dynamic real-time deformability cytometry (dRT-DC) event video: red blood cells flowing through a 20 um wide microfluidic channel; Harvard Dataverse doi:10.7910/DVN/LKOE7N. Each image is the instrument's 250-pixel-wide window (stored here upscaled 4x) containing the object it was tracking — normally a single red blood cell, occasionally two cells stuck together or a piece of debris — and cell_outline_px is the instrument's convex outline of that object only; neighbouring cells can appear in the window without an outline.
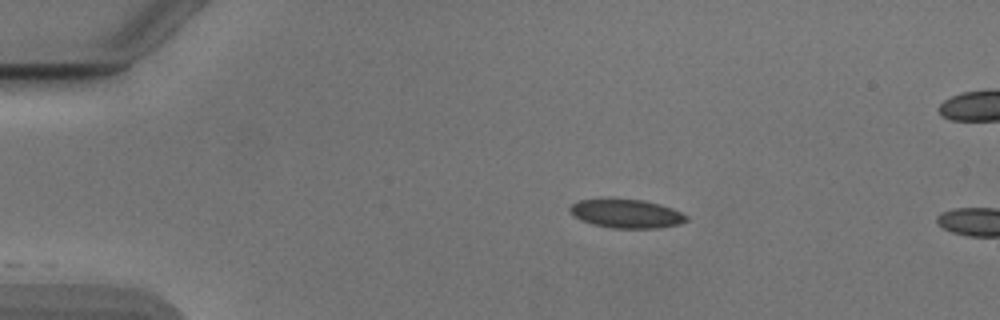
{"species": "Egyptian fruit bat (a non-hibernating species)", "species_latin": "Rousettus aegyptiacus", "temperature_condition": "cold", "stored_images_in_passage": 9, "camera_frame_rate_fps": 3000, "um_per_image_px": 0.085, "animal": {"sex": "male"}, "frame": {"image": 1, "passage_image": 1, "time_ms": 0.0, "image_size_px": [1000, 320], "cell_outline_px": [[688, 220], [680, 224], [660, 228], [612, 228], [592, 224], [580, 220], [572, 216], [568, 208], [572, 204], [580, 200], [644, 200], [660, 204], [672, 208], [688, 216]], "centroid_in_image_um": [53.26, 18.18], "position_along_channel_um": 31.7, "area_um2": 19.36}}